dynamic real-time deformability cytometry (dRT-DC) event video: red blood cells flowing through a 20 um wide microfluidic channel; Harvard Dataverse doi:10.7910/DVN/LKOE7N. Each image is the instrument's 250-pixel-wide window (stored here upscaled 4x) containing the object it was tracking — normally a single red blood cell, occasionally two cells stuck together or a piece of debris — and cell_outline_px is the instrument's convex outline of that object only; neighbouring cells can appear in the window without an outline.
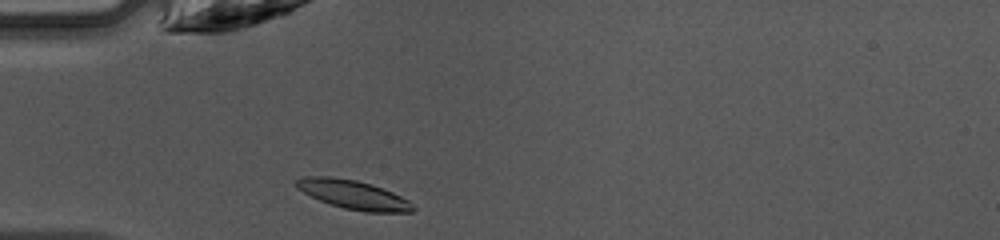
{"species": "common noctule bat (a hibernating species)", "species_latin": "Nyctalus noctula", "temperature_condition": "warm", "stored_images_in_passage": 34, "camera_frame_rate_fps": 3000, "um_per_image_px": 0.085, "animal": {"sex": "female", "body_mass_g": 10.0, "forearm_length_mm": 53.1}, "frame": {"image": 1, "passage_image": 1, "time_ms": 0.0, "image_size_px": [1000, 240], "cell_outline_px": [[416, 208], [412, 212], [364, 212], [344, 208], [320, 200], [296, 188], [292, 184], [296, 180], [304, 176], [332, 176], [356, 180], [372, 184], [392, 192], [408, 200]], "centroid_in_image_um": [30.02, 16.53], "position_along_channel_um": 55.0, "area_um2": 19.65}}
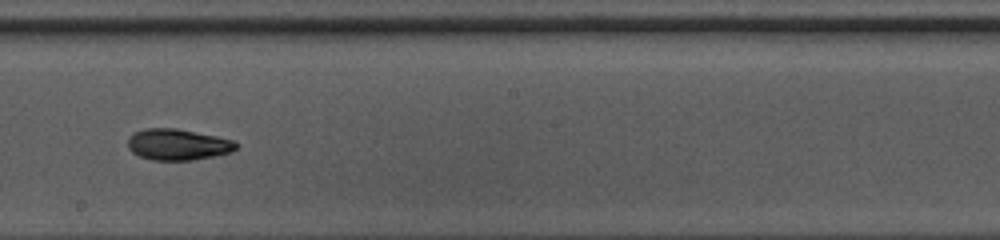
{"frame": {"image": 2, "passage_image": 14, "time_ms": 4.333, "image_size_px": [1000, 240], "cell_outline_px": [[240, 144], [232, 152], [216, 156], [192, 160], [152, 160], [140, 156], [132, 152], [128, 148], [128, 136], [132, 132], [144, 128], [176, 128], [236, 140]], "centroid_in_image_um": [15.13, 12.28], "position_along_channel_um": 233.1, "area_um2": 20.0}}
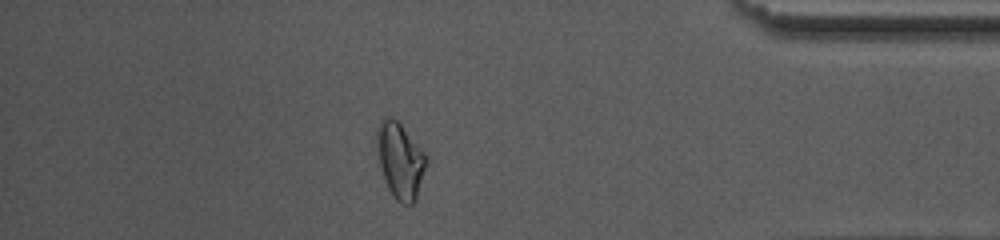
{"frame": {"image": 3, "passage_image": 28, "time_ms": 9.0, "image_size_px": [1000, 240], "cell_outline_px": [[428, 164], [416, 200], [412, 204], [404, 204], [396, 200], [392, 196], [384, 180], [380, 164], [376, 136], [376, 128], [380, 120], [384, 116], [392, 116], [400, 124], [428, 156]], "centroid_in_image_um": [34.03, 13.64], "position_along_channel_um": 401.2, "area_um2": 22.02}, "authors_computed_cell_mechanics": {"area_um2": 19.7387, "velocity_mm_per_s": 4.2565, "shape_relaxation_time_tau1_ms": 4.3203, "shape_relaxation_time_tau2_ms": 6.3651, "deformation_change_tau1": 0.1509, "deformation_change_tau2": 0.0955}}